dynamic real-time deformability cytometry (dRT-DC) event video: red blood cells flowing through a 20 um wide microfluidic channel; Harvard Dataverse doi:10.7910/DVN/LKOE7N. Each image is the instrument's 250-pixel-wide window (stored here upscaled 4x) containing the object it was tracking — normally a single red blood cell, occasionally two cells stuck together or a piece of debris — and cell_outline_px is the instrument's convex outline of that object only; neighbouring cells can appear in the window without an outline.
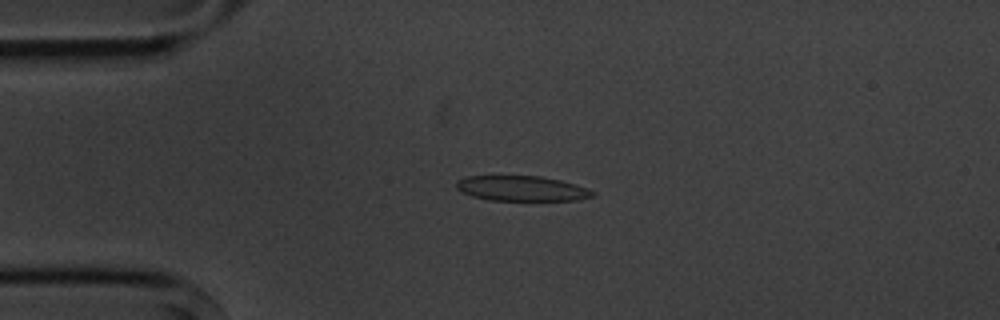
{"species": "common noctule bat (a hibernating species)", "species_latin": "Nyctalus noctula", "temperature_condition": "cold", "stored_images_in_passage": 4, "camera_frame_rate_fps": 3000, "um_per_image_px": 0.085, "animal": {"sex": "male", "body_mass_g": 20.1, "forearm_length_mm": 53.5}, "frame": {"image": 1, "passage_image": 4, "time_ms": 3.667, "image_size_px": [1000, 320], "cell_outline_px": [[596, 192], [592, 196], [576, 200], [488, 200], [472, 196], [460, 192], [456, 188], [456, 180], [468, 176], [540, 176], [560, 180], [576, 184], [588, 188]], "centroid_in_image_um": [44.32, 16.01], "position_along_channel_um": 40.7, "area_um2": 20.0}}